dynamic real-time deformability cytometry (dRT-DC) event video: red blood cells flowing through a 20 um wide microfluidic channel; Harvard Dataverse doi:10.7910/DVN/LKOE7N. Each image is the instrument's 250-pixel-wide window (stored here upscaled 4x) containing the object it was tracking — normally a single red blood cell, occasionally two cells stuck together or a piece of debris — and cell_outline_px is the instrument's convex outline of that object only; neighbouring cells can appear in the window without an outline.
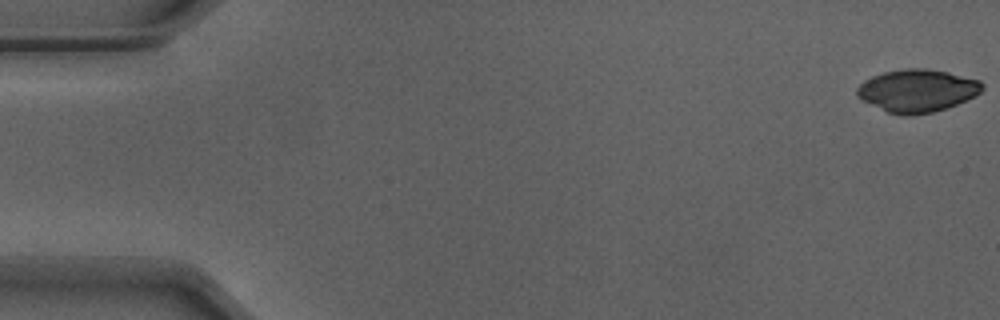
{"species": "Egyptian fruit bat (a non-hibernating species)", "species_latin": "Rousettus aegyptiacus", "temperature_condition": "warm", "stored_images_in_passage": 53, "camera_frame_rate_fps": 3000, "um_per_image_px": 0.085, "animal": {"sex": "male"}, "frame": {"image": 1, "passage_image": 1, "time_ms": 0.0, "image_size_px": [1000, 320], "cell_outline_px": [[984, 88], [976, 96], [956, 104], [932, 112], [912, 116], [904, 116], [888, 112], [860, 100], [856, 96], [856, 88], [864, 80], [872, 76], [884, 72], [904, 68], [924, 68], [948, 72], [980, 80], [984, 84]], "centroid_in_image_um": [77.95, 7.7], "position_along_channel_um": 7.1, "area_um2": 31.33}}